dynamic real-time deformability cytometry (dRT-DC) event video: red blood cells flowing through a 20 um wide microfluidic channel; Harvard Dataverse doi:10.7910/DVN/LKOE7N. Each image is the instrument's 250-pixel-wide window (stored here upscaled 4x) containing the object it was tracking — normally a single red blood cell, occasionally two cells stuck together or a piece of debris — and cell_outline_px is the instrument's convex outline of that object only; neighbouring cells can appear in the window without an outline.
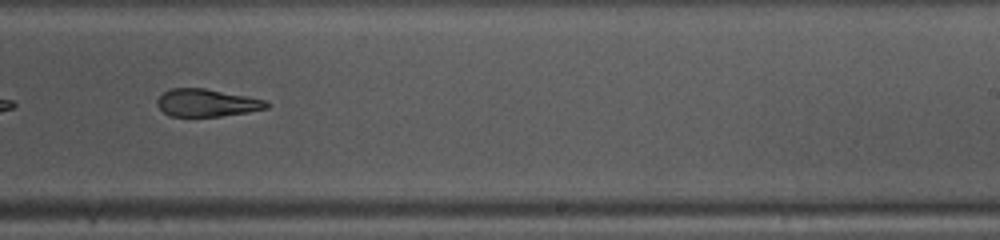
{"species": "common noctule bat (a hibernating species)", "species_latin": "Nyctalus noctula", "temperature_condition": "warm", "stored_images_in_passage": 36, "camera_frame_rate_fps": 3000, "um_per_image_px": 0.085, "animal": {"sex": "female", "body_mass_g": 10.0, "forearm_length_mm": 53.1}, "frame": {"image": 1, "passage_image": 26, "time_ms": 8.333, "image_size_px": [1000, 240], "cell_outline_px": [[272, 104], [268, 108], [248, 112], [220, 116], [168, 116], [156, 104], [156, 100], [164, 92], [172, 88], [204, 88], [248, 96], [268, 100]], "centroid_in_image_um": [17.62, 8.74], "position_along_channel_um": 271.4, "area_um2": 17.69}, "authors_computed_cell_mechanics": {"area_um2": 19.3341, "velocity_mm_per_s": 4.1842, "shape_relaxation_time_tau1_ms": 8.2706, "shape_relaxation_time_tau2_ms": 2.7823, "deformation_change_tau1": 0.2182, "deformation_change_tau2": 0.1297}}